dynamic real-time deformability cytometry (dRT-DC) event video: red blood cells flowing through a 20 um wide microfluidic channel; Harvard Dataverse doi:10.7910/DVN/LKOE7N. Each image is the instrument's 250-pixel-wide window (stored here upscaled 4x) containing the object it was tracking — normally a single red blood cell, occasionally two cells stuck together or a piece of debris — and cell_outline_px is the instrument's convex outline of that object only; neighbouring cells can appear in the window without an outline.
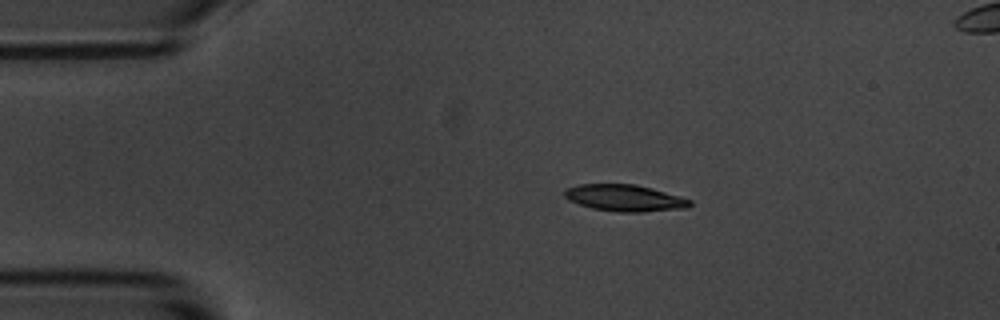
{"species": "common noctule bat (a hibernating species)", "species_latin": "Nyctalus noctula", "temperature_condition": "room temperature", "stored_images_in_passage": 48, "segment_of_instrument_passage": [1, 2], "camera_frame_rate_fps": 3000, "um_per_image_px": 0.085, "animal": {"sex": "male", "body_mass_g": 20.1, "forearm_length_mm": 53.5}, "frame": {"image": 1, "passage_image": 1, "time_ms": 0.0, "image_size_px": [1000, 320], "cell_outline_px": [[692, 204], [688, 208], [640, 212], [620, 212], [592, 208], [568, 200], [564, 196], [564, 188], [576, 184], [636, 184], [652, 188], [680, 196], [692, 200]], "centroid_in_image_um": [53.09, 16.82], "position_along_channel_um": 31.9, "area_um2": 19.59}}
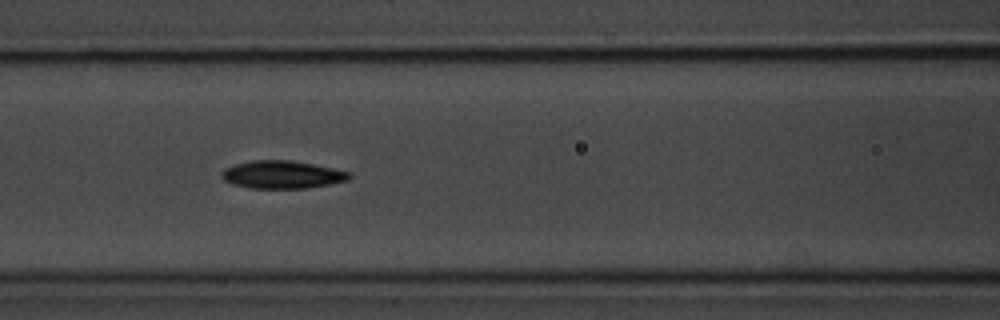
{"frame": {"image": 2, "passage_image": 14, "time_ms": 4.333, "image_size_px": [1000, 320], "cell_outline_px": [[352, 176], [348, 180], [308, 188], [252, 188], [232, 184], [224, 180], [220, 176], [220, 172], [224, 168], [236, 164], [252, 160], [292, 160], [352, 172]], "centroid_in_image_um": [23.97, 14.84], "position_along_channel_um": 142.6, "area_um2": 20.69}}
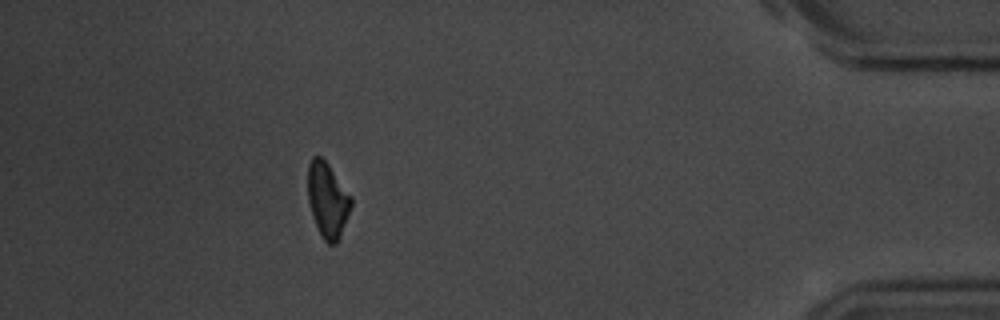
{"frame": {"image": 3, "passage_image": 41, "time_ms": 13.333, "image_size_px": [1000, 320], "cell_outline_px": [[352, 204], [340, 236], [336, 244], [328, 244], [324, 240], [312, 216], [308, 200], [308, 164], [312, 156], [320, 156], [328, 164], [352, 196]], "centroid_in_image_um": [27.84, 16.98], "position_along_channel_um": 407.4, "area_um2": 18.79}}